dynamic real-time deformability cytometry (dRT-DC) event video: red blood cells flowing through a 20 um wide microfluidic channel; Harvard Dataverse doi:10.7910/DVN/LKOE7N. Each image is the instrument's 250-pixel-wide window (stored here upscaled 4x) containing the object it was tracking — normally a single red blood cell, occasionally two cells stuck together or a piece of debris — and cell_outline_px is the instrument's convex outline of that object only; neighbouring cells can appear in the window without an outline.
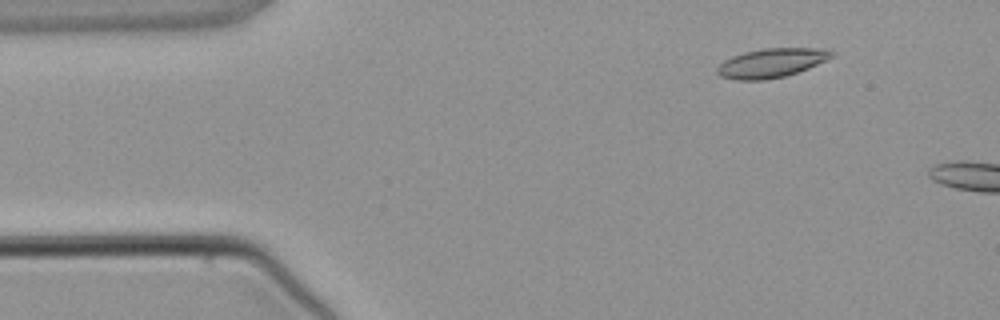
{"species": "common noctule bat (a hibernating species)", "species_latin": "Nyctalus noctula", "temperature_condition": "warm", "stored_images_in_passage": 2, "camera_frame_rate_fps": 3000, "um_per_image_px": 0.085, "animal": {"sex": "male", "body_mass_g": 21.5, "forearm_length_mm": 52.0}, "frame": {"image": 1, "passage_image": 1, "time_ms": 0.0, "image_size_px": [1000, 320], "cell_outline_px": [[836, 56], [808, 68], [784, 76], [764, 80], [736, 80], [720, 76], [716, 72], [716, 68], [724, 60], [732, 56], [744, 52], [764, 48], [832, 48]], "centroid_in_image_um": [65.61, 5.33], "position_along_channel_um": 19.4, "area_um2": 19.59}}